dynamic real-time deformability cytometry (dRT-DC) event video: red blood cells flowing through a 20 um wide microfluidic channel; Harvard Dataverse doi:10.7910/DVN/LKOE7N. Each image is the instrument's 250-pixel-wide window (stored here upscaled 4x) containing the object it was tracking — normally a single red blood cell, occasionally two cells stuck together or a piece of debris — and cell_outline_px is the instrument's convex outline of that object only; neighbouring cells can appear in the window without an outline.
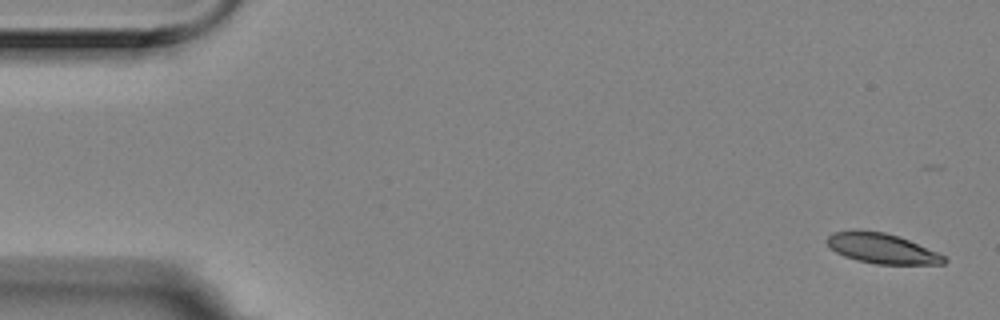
{"species": "Egyptian fruit bat (a non-hibernating species)", "species_latin": "Rousettus aegyptiacus", "temperature_condition": "room temperature", "stored_images_in_passage": 5, "camera_frame_rate_fps": 3000, "um_per_image_px": 0.085, "animal": {"sex": "female"}, "frame": {"image": 1, "passage_image": 1, "time_ms": 0.0, "image_size_px": [1000, 320], "cell_outline_px": [[948, 260], [944, 264], [876, 264], [856, 260], [844, 256], [836, 252], [824, 240], [832, 232], [856, 228], [884, 232], [900, 236], [936, 252], [944, 256]], "centroid_in_image_um": [74.91, 21.09], "position_along_channel_um": 10.1, "area_um2": 20.81}}
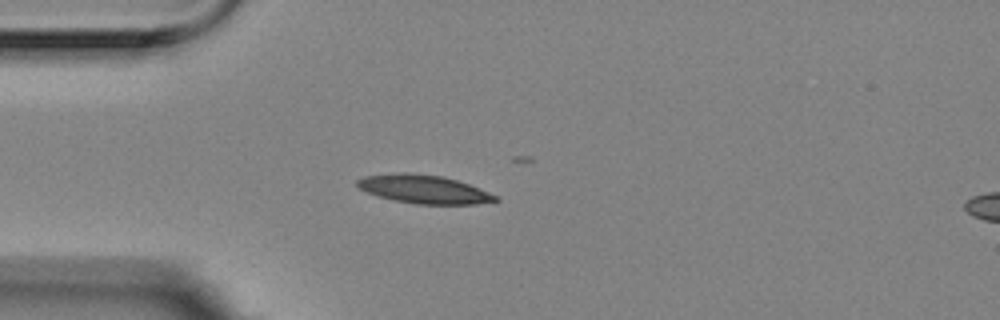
{"frame": {"image": 2, "passage_image": 5, "time_ms": 1.333, "image_size_px": [1000, 320], "cell_outline_px": [[500, 200], [476, 204], [416, 204], [392, 200], [368, 192], [360, 188], [356, 184], [356, 180], [364, 176], [400, 172], [408, 172], [444, 176], [468, 184], [488, 192], [496, 196]], "centroid_in_image_um": [36.01, 16.07], "position_along_channel_um": 49.0, "area_um2": 22.77}}